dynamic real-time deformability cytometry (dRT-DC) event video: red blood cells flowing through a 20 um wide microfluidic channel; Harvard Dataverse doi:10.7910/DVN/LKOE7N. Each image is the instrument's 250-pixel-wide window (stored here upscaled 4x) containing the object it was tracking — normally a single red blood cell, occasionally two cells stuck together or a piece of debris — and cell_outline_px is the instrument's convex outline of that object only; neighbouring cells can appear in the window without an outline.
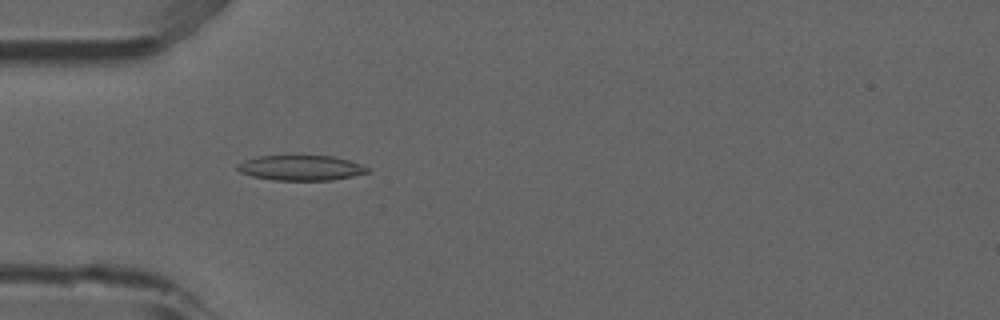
{"species": "common noctule bat (a hibernating species)", "species_latin": "Nyctalus noctula", "temperature_condition": "room temperature", "stored_images_in_passage": 5, "camera_frame_rate_fps": 3000, "um_per_image_px": 0.085, "animal": {"sex": "male", "forearm_length_mm": 52.5}, "frame": {"image": 1, "passage_image": 5, "time_ms": 1.333, "image_size_px": [1000, 320], "cell_outline_px": [[372, 172], [332, 180], [272, 180], [252, 176], [240, 172], [236, 168], [236, 164], [244, 160], [256, 156], [332, 156], [348, 160], [360, 164], [368, 168]], "centroid_in_image_um": [25.55, 14.27], "position_along_channel_um": 59.5, "area_um2": 19.07}}